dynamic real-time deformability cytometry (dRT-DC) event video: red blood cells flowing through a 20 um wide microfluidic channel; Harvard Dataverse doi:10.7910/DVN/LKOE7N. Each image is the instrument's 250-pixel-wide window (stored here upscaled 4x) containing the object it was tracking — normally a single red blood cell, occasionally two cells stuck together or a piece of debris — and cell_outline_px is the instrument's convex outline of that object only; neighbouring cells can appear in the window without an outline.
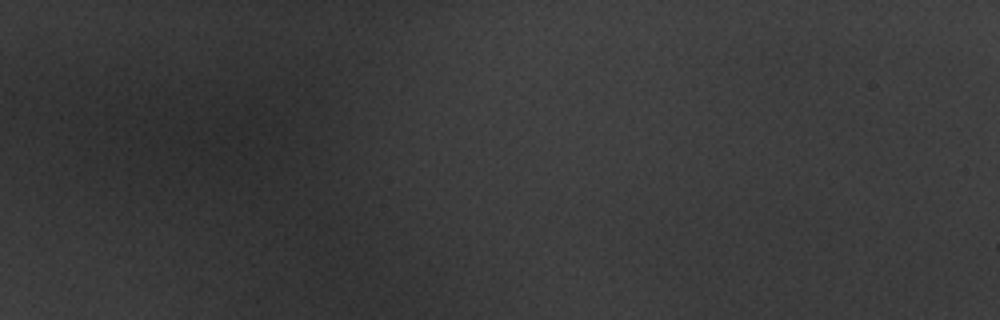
{"species": "common noctule bat (a hibernating species)", "species_latin": "Nyctalus noctula", "temperature_condition": "warm", "stored_images_in_passage": 2, "camera_frame_rate_fps": 3000, "um_per_image_px": 0.085, "animal": {"sex": "male", "body_mass_g": 20.1, "forearm_length_mm": 53.5}, "frame": {"image": 1, "passage_image": 1, "time_ms": 0.0, "image_size_px": [1000, 320], "cell_outline_px": [[308, 152], [296, 160], [256, 172], [212, 156], [200, 144], [228, 116], [252, 108], [272, 108], [280, 112], [300, 140]], "centroid_in_image_um": [21.68, 11.91], "position_along_channel_um": 63.3, "area_um2": 32.31}}